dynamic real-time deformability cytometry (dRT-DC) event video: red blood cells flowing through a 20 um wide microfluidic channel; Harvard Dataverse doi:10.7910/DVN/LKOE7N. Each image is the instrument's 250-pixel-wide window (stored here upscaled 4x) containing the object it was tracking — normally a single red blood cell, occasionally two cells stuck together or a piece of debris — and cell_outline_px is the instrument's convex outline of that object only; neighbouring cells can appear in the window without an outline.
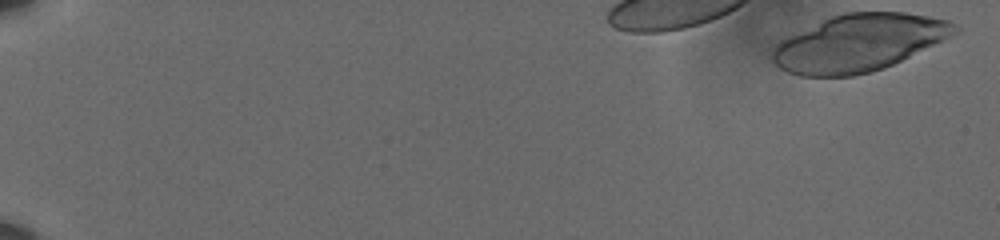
{"species": "human", "species_latin": "Homo sapiens", "temperature_condition": "cold", "stored_images_in_passage": 43, "camera_frame_rate_fps": 3000, "um_per_image_px": 0.085, "donor": {"sex": "male"}, "frame": {"image": 1, "passage_image": 1, "time_ms": 0.0, "image_size_px": [1000, 240], "cell_outline_px": [[960, 32], [884, 68], [872, 72], [852, 76], [800, 76], [788, 72], [780, 68], [772, 60], [772, 52], [776, 44], [780, 40], [788, 36], [832, 16], [844, 12], [904, 12], [928, 16], [948, 20], [956, 24], [960, 28]], "centroid_in_image_um": [73.01, 3.64], "position_along_channel_um": 12.0, "area_um2": 60.4}}
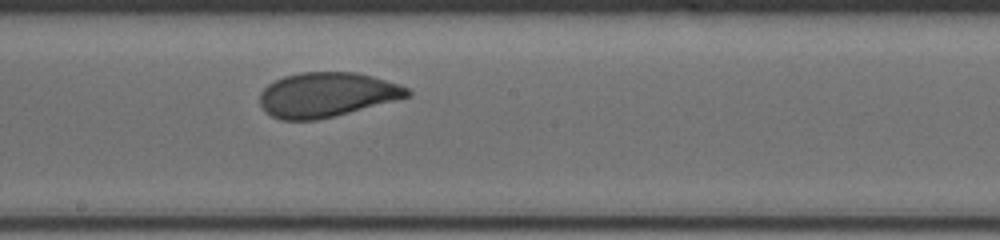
{"frame": {"image": 2, "passage_image": 27, "time_ms": 8.667, "image_size_px": [1000, 240], "cell_outline_px": [[412, 96], [336, 116], [316, 120], [280, 120], [264, 112], [260, 104], [260, 92], [268, 84], [284, 76], [300, 72], [356, 72], [372, 76], [400, 84], [408, 88], [412, 92]], "centroid_in_image_um": [27.78, 8.06], "position_along_channel_um": 220.4, "area_um2": 38.67}}
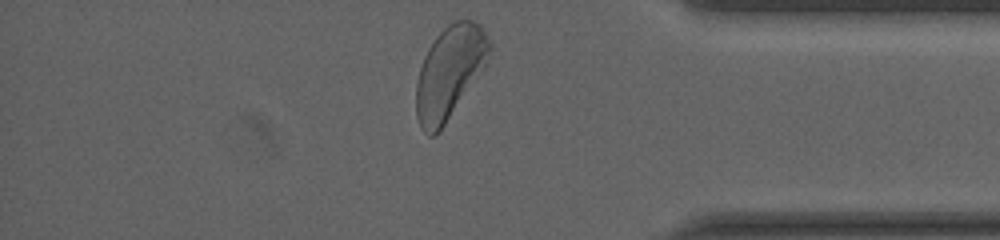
{"frame": {"image": 3, "passage_image": 43, "time_ms": 14.0, "image_size_px": [1000, 240], "cell_outline_px": [[492, 48], [484, 68], [440, 132], [432, 136], [428, 136], [420, 128], [416, 116], [416, 84], [420, 68], [424, 56], [428, 48], [436, 36], [448, 24], [456, 20], [472, 20], [480, 24], [492, 44]], "centroid_in_image_um": [38.21, 6.16], "position_along_channel_um": 397.0, "area_um2": 39.65}, "authors_computed_cell_mechanics": {"area_um2": 39.1306, "velocity_mm_per_s": 3.5767, "shape_relaxation_time_tau1_ms": 4.0587, "shape_relaxation_time_tau2_ms": null, "deformation_change_tau1": 0.1257, "deformation_change_tau2": null}}